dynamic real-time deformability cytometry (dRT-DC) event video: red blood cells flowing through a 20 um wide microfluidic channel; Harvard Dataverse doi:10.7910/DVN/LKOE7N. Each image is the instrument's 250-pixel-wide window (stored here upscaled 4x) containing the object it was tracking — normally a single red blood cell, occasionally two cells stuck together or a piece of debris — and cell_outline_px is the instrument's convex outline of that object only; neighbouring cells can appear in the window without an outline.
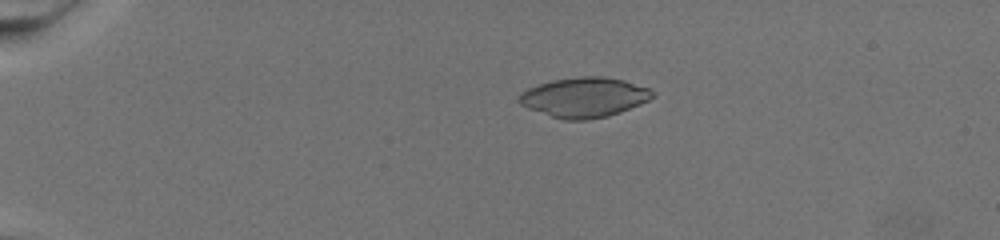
{"species": "common noctule bat (a hibernating species)", "species_latin": "Nyctalus noctula", "temperature_condition": "warm", "stored_images_in_passage": 76, "camera_frame_rate_fps": 3000, "um_per_image_px": 0.085, "animal": {"sex": "female", "body_mass_g": 19.5, "forearm_length_mm": 54.1}, "frame": {"image": 1, "passage_image": 19, "time_ms": 6.0, "image_size_px": [1000, 240], "cell_outline_px": [[656, 96], [640, 104], [620, 112], [608, 116], [588, 120], [564, 120], [528, 108], [520, 104], [516, 100], [520, 92], [528, 88], [552, 80], [580, 76], [604, 76], [624, 80], [648, 88], [656, 92]], "centroid_in_image_um": [49.66, 8.27], "position_along_channel_um": 35.3, "area_um2": 31.1}}
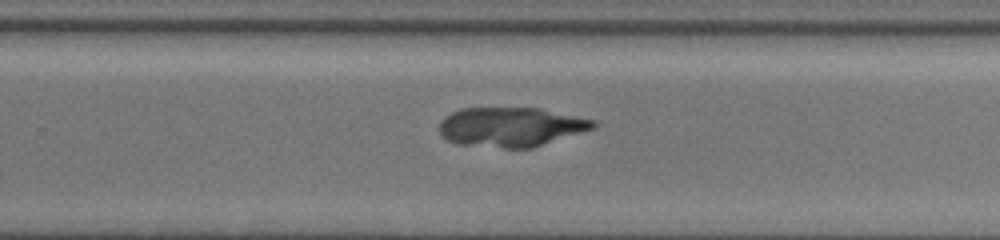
{"frame": {"image": 2, "passage_image": 53, "time_ms": 17.333, "image_size_px": [1000, 240], "cell_outline_px": [[596, 124], [592, 128], [532, 148], [504, 148], [456, 144], [444, 140], [440, 136], [440, 120], [444, 116], [460, 108], [540, 108], [596, 120]], "centroid_in_image_um": [43.35, 10.79], "position_along_channel_um": 286.4, "area_um2": 35.43}}
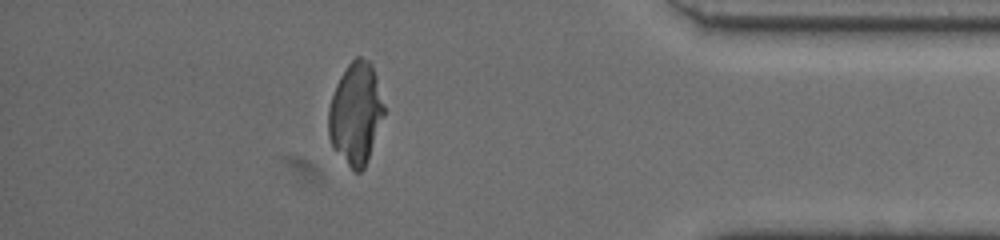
{"frame": {"image": 3, "passage_image": 68, "time_ms": 22.333, "image_size_px": [1000, 240], "cell_outline_px": [[384, 116], [368, 160], [364, 168], [360, 172], [356, 172], [332, 148], [328, 136], [328, 108], [336, 84], [340, 76], [348, 64], [356, 56], [360, 56], [368, 60], [372, 64], [376, 76], [384, 104]], "centroid_in_image_um": [30.23, 9.63], "position_along_channel_um": 405.0, "area_um2": 33.06}}